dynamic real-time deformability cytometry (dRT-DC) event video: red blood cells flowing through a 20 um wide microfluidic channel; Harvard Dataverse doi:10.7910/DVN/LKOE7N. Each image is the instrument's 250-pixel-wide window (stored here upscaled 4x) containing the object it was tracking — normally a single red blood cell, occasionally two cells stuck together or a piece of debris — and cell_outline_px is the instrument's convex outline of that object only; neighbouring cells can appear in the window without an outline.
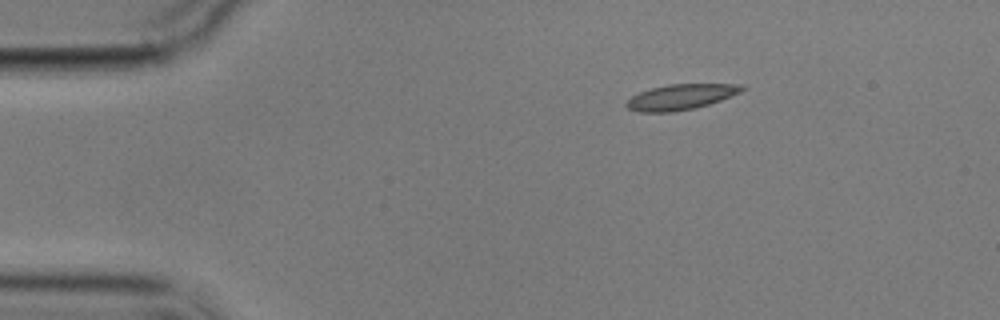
{"species": "common noctule bat (a hibernating species)", "species_latin": "Nyctalus noctula", "temperature_condition": "cold", "stored_images_in_passage": 2, "camera_frame_rate_fps": 3000, "um_per_image_px": 0.085, "animal": {"sex": "male", "body_mass_g": 17.9}, "frame": {"image": 1, "passage_image": 1, "time_ms": 0.0, "image_size_px": [1000, 320], "cell_outline_px": [[748, 88], [740, 92], [720, 100], [696, 108], [672, 112], [636, 112], [628, 108], [624, 104], [632, 96], [640, 92], [652, 88], [668, 84], [744, 84]], "centroid_in_image_um": [57.88, 8.24], "position_along_channel_um": 27.1, "area_um2": 17.17}}